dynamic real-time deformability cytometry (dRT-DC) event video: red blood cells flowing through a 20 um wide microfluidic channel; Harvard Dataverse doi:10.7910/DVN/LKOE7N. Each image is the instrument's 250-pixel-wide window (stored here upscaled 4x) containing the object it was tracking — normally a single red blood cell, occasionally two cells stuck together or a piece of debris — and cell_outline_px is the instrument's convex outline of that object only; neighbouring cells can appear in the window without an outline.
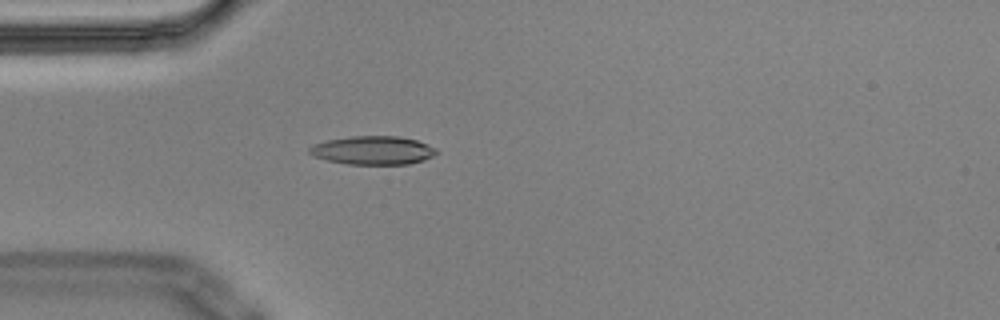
{"species": "Egyptian fruit bat (a non-hibernating species)", "species_latin": "Rousettus aegyptiacus", "temperature_condition": "cold", "stored_images_in_passage": 5, "camera_frame_rate_fps": 3000, "um_per_image_px": 0.085, "animal": {"sex": "male"}, "frame": {"image": 1, "passage_image": 5, "time_ms": 1.333, "image_size_px": [1000, 320], "cell_outline_px": [[440, 152], [424, 160], [408, 164], [348, 164], [328, 160], [316, 156], [308, 152], [308, 148], [312, 144], [328, 140], [352, 136], [400, 136], [416, 140], [428, 144], [436, 148]], "centroid_in_image_um": [31.73, 12.77], "position_along_channel_um": 53.3, "area_um2": 21.1}}